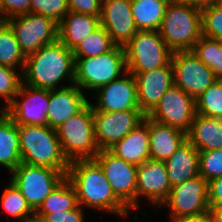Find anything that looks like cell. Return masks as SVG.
Instances as JSON below:
<instances>
[{"mask_svg": "<svg viewBox=\"0 0 222 222\" xmlns=\"http://www.w3.org/2000/svg\"><path fill=\"white\" fill-rule=\"evenodd\" d=\"M66 178L75 188L78 205L82 208H94L128 217L129 209L117 198L95 159L71 161Z\"/></svg>", "mask_w": 222, "mask_h": 222, "instance_id": "6da1fadb", "label": "cell"}, {"mask_svg": "<svg viewBox=\"0 0 222 222\" xmlns=\"http://www.w3.org/2000/svg\"><path fill=\"white\" fill-rule=\"evenodd\" d=\"M23 83L35 88L58 89L57 84L68 80L74 84L75 60L72 50L57 40L26 56Z\"/></svg>", "mask_w": 222, "mask_h": 222, "instance_id": "7a4b0ae2", "label": "cell"}, {"mask_svg": "<svg viewBox=\"0 0 222 222\" xmlns=\"http://www.w3.org/2000/svg\"><path fill=\"white\" fill-rule=\"evenodd\" d=\"M20 157L23 163L67 172L70 162L64 156L57 131L49 126H18Z\"/></svg>", "mask_w": 222, "mask_h": 222, "instance_id": "3957f363", "label": "cell"}, {"mask_svg": "<svg viewBox=\"0 0 222 222\" xmlns=\"http://www.w3.org/2000/svg\"><path fill=\"white\" fill-rule=\"evenodd\" d=\"M159 33L172 51H191L202 36L201 9L170 0Z\"/></svg>", "mask_w": 222, "mask_h": 222, "instance_id": "277c9868", "label": "cell"}, {"mask_svg": "<svg viewBox=\"0 0 222 222\" xmlns=\"http://www.w3.org/2000/svg\"><path fill=\"white\" fill-rule=\"evenodd\" d=\"M64 156L69 162L77 159H94L100 151L96 139L92 103L69 117L56 129Z\"/></svg>", "mask_w": 222, "mask_h": 222, "instance_id": "5b68a950", "label": "cell"}, {"mask_svg": "<svg viewBox=\"0 0 222 222\" xmlns=\"http://www.w3.org/2000/svg\"><path fill=\"white\" fill-rule=\"evenodd\" d=\"M74 60V84L81 90L97 91L127 72L125 50L121 46H115L111 51L95 57L74 58Z\"/></svg>", "mask_w": 222, "mask_h": 222, "instance_id": "8992f818", "label": "cell"}, {"mask_svg": "<svg viewBox=\"0 0 222 222\" xmlns=\"http://www.w3.org/2000/svg\"><path fill=\"white\" fill-rule=\"evenodd\" d=\"M124 50L127 71L130 73L164 67L171 62L173 54L159 31H137Z\"/></svg>", "mask_w": 222, "mask_h": 222, "instance_id": "52a82bcc", "label": "cell"}, {"mask_svg": "<svg viewBox=\"0 0 222 222\" xmlns=\"http://www.w3.org/2000/svg\"><path fill=\"white\" fill-rule=\"evenodd\" d=\"M67 172L54 168L21 164L12 171L10 181L20 190L35 212L49 194L66 178Z\"/></svg>", "mask_w": 222, "mask_h": 222, "instance_id": "ba28073f", "label": "cell"}, {"mask_svg": "<svg viewBox=\"0 0 222 222\" xmlns=\"http://www.w3.org/2000/svg\"><path fill=\"white\" fill-rule=\"evenodd\" d=\"M12 29L25 56L58 40V24L51 18L27 13L5 21Z\"/></svg>", "mask_w": 222, "mask_h": 222, "instance_id": "9c48e42d", "label": "cell"}, {"mask_svg": "<svg viewBox=\"0 0 222 222\" xmlns=\"http://www.w3.org/2000/svg\"><path fill=\"white\" fill-rule=\"evenodd\" d=\"M94 159L102 167L117 198L129 210H136L138 166L124 161L110 150H100Z\"/></svg>", "mask_w": 222, "mask_h": 222, "instance_id": "30bf717a", "label": "cell"}, {"mask_svg": "<svg viewBox=\"0 0 222 222\" xmlns=\"http://www.w3.org/2000/svg\"><path fill=\"white\" fill-rule=\"evenodd\" d=\"M174 85L196 99L218 78L192 51H176L172 54Z\"/></svg>", "mask_w": 222, "mask_h": 222, "instance_id": "8fae6325", "label": "cell"}, {"mask_svg": "<svg viewBox=\"0 0 222 222\" xmlns=\"http://www.w3.org/2000/svg\"><path fill=\"white\" fill-rule=\"evenodd\" d=\"M145 117L141 110L107 112L93 107L95 139L99 150H109L140 125Z\"/></svg>", "mask_w": 222, "mask_h": 222, "instance_id": "7c38bea8", "label": "cell"}, {"mask_svg": "<svg viewBox=\"0 0 222 222\" xmlns=\"http://www.w3.org/2000/svg\"><path fill=\"white\" fill-rule=\"evenodd\" d=\"M196 114L195 99L173 85L147 116L159 123L188 133Z\"/></svg>", "mask_w": 222, "mask_h": 222, "instance_id": "4fadbf2b", "label": "cell"}, {"mask_svg": "<svg viewBox=\"0 0 222 222\" xmlns=\"http://www.w3.org/2000/svg\"><path fill=\"white\" fill-rule=\"evenodd\" d=\"M161 206L169 208L171 219L208 212V182L199 175L171 187Z\"/></svg>", "mask_w": 222, "mask_h": 222, "instance_id": "5bb4252c", "label": "cell"}, {"mask_svg": "<svg viewBox=\"0 0 222 222\" xmlns=\"http://www.w3.org/2000/svg\"><path fill=\"white\" fill-rule=\"evenodd\" d=\"M21 96L23 101H19L16 98ZM49 98L50 90L35 88L22 83L12 103L4 112L18 126H48L47 111L49 107Z\"/></svg>", "mask_w": 222, "mask_h": 222, "instance_id": "9a60e30c", "label": "cell"}, {"mask_svg": "<svg viewBox=\"0 0 222 222\" xmlns=\"http://www.w3.org/2000/svg\"><path fill=\"white\" fill-rule=\"evenodd\" d=\"M100 23L116 46L124 47L138 31L131 0H102Z\"/></svg>", "mask_w": 222, "mask_h": 222, "instance_id": "2e32d148", "label": "cell"}, {"mask_svg": "<svg viewBox=\"0 0 222 222\" xmlns=\"http://www.w3.org/2000/svg\"><path fill=\"white\" fill-rule=\"evenodd\" d=\"M121 78L100 87L96 92L97 103L92 106L98 111L116 112L125 110H140L137 99L135 77L125 72Z\"/></svg>", "mask_w": 222, "mask_h": 222, "instance_id": "e0dca14e", "label": "cell"}, {"mask_svg": "<svg viewBox=\"0 0 222 222\" xmlns=\"http://www.w3.org/2000/svg\"><path fill=\"white\" fill-rule=\"evenodd\" d=\"M171 190L167 169L164 162L146 160L137 168L136 210L141 196L153 205L161 207Z\"/></svg>", "mask_w": 222, "mask_h": 222, "instance_id": "ac0fdd59", "label": "cell"}, {"mask_svg": "<svg viewBox=\"0 0 222 222\" xmlns=\"http://www.w3.org/2000/svg\"><path fill=\"white\" fill-rule=\"evenodd\" d=\"M132 74L136 80L139 108L145 115H148L159 103L164 93L174 85L171 62L164 67Z\"/></svg>", "mask_w": 222, "mask_h": 222, "instance_id": "d6986e66", "label": "cell"}, {"mask_svg": "<svg viewBox=\"0 0 222 222\" xmlns=\"http://www.w3.org/2000/svg\"><path fill=\"white\" fill-rule=\"evenodd\" d=\"M83 93L76 84L72 83L69 86L50 90L48 126L56 130L69 117L80 112L89 103Z\"/></svg>", "mask_w": 222, "mask_h": 222, "instance_id": "ffe728a7", "label": "cell"}, {"mask_svg": "<svg viewBox=\"0 0 222 222\" xmlns=\"http://www.w3.org/2000/svg\"><path fill=\"white\" fill-rule=\"evenodd\" d=\"M150 139V159L167 161L175 151L187 140V133L180 129L159 123L148 117Z\"/></svg>", "mask_w": 222, "mask_h": 222, "instance_id": "44dd1931", "label": "cell"}, {"mask_svg": "<svg viewBox=\"0 0 222 222\" xmlns=\"http://www.w3.org/2000/svg\"><path fill=\"white\" fill-rule=\"evenodd\" d=\"M150 139L148 132V116L135 129L118 141L109 150L124 161L136 166L150 159Z\"/></svg>", "mask_w": 222, "mask_h": 222, "instance_id": "7402d4cb", "label": "cell"}, {"mask_svg": "<svg viewBox=\"0 0 222 222\" xmlns=\"http://www.w3.org/2000/svg\"><path fill=\"white\" fill-rule=\"evenodd\" d=\"M164 163L171 187L199 176V151L188 140Z\"/></svg>", "mask_w": 222, "mask_h": 222, "instance_id": "603a6c76", "label": "cell"}, {"mask_svg": "<svg viewBox=\"0 0 222 222\" xmlns=\"http://www.w3.org/2000/svg\"><path fill=\"white\" fill-rule=\"evenodd\" d=\"M100 26V17L69 11L58 24V40L72 50Z\"/></svg>", "mask_w": 222, "mask_h": 222, "instance_id": "cb8c5ba5", "label": "cell"}, {"mask_svg": "<svg viewBox=\"0 0 222 222\" xmlns=\"http://www.w3.org/2000/svg\"><path fill=\"white\" fill-rule=\"evenodd\" d=\"M187 140L199 151L222 148V119L196 114L187 133Z\"/></svg>", "mask_w": 222, "mask_h": 222, "instance_id": "d4e9b609", "label": "cell"}, {"mask_svg": "<svg viewBox=\"0 0 222 222\" xmlns=\"http://www.w3.org/2000/svg\"><path fill=\"white\" fill-rule=\"evenodd\" d=\"M21 162L18 125L4 111H1L0 165L12 172Z\"/></svg>", "mask_w": 222, "mask_h": 222, "instance_id": "484cf974", "label": "cell"}, {"mask_svg": "<svg viewBox=\"0 0 222 222\" xmlns=\"http://www.w3.org/2000/svg\"><path fill=\"white\" fill-rule=\"evenodd\" d=\"M170 0H131L138 31H158Z\"/></svg>", "mask_w": 222, "mask_h": 222, "instance_id": "4316f807", "label": "cell"}, {"mask_svg": "<svg viewBox=\"0 0 222 222\" xmlns=\"http://www.w3.org/2000/svg\"><path fill=\"white\" fill-rule=\"evenodd\" d=\"M78 206L75 188L65 178L42 202L35 214H49L75 209Z\"/></svg>", "mask_w": 222, "mask_h": 222, "instance_id": "83f0119b", "label": "cell"}, {"mask_svg": "<svg viewBox=\"0 0 222 222\" xmlns=\"http://www.w3.org/2000/svg\"><path fill=\"white\" fill-rule=\"evenodd\" d=\"M26 56L21 51L11 27L5 22L0 23V65L19 68L23 73Z\"/></svg>", "mask_w": 222, "mask_h": 222, "instance_id": "f1b7e54d", "label": "cell"}, {"mask_svg": "<svg viewBox=\"0 0 222 222\" xmlns=\"http://www.w3.org/2000/svg\"><path fill=\"white\" fill-rule=\"evenodd\" d=\"M116 45L108 32L100 26L73 49L74 58L95 57L111 51Z\"/></svg>", "mask_w": 222, "mask_h": 222, "instance_id": "f546056e", "label": "cell"}, {"mask_svg": "<svg viewBox=\"0 0 222 222\" xmlns=\"http://www.w3.org/2000/svg\"><path fill=\"white\" fill-rule=\"evenodd\" d=\"M191 51L218 79H222V49L219 40L202 35Z\"/></svg>", "mask_w": 222, "mask_h": 222, "instance_id": "4dcf8cb0", "label": "cell"}, {"mask_svg": "<svg viewBox=\"0 0 222 222\" xmlns=\"http://www.w3.org/2000/svg\"><path fill=\"white\" fill-rule=\"evenodd\" d=\"M1 204L2 209L18 222H27L35 214L20 190L11 181L1 196Z\"/></svg>", "mask_w": 222, "mask_h": 222, "instance_id": "1f68e13d", "label": "cell"}, {"mask_svg": "<svg viewBox=\"0 0 222 222\" xmlns=\"http://www.w3.org/2000/svg\"><path fill=\"white\" fill-rule=\"evenodd\" d=\"M196 113L222 119V79H218L195 99Z\"/></svg>", "mask_w": 222, "mask_h": 222, "instance_id": "d6a6232c", "label": "cell"}, {"mask_svg": "<svg viewBox=\"0 0 222 222\" xmlns=\"http://www.w3.org/2000/svg\"><path fill=\"white\" fill-rule=\"evenodd\" d=\"M22 83L21 72L18 74L15 68L0 65V97L5 100V106L1 111H4L12 103Z\"/></svg>", "mask_w": 222, "mask_h": 222, "instance_id": "836d02e7", "label": "cell"}, {"mask_svg": "<svg viewBox=\"0 0 222 222\" xmlns=\"http://www.w3.org/2000/svg\"><path fill=\"white\" fill-rule=\"evenodd\" d=\"M202 35L222 39V5L220 3L201 9Z\"/></svg>", "mask_w": 222, "mask_h": 222, "instance_id": "e575fe53", "label": "cell"}, {"mask_svg": "<svg viewBox=\"0 0 222 222\" xmlns=\"http://www.w3.org/2000/svg\"><path fill=\"white\" fill-rule=\"evenodd\" d=\"M68 12V0H31L30 3V13L51 18L57 24Z\"/></svg>", "mask_w": 222, "mask_h": 222, "instance_id": "d590c367", "label": "cell"}, {"mask_svg": "<svg viewBox=\"0 0 222 222\" xmlns=\"http://www.w3.org/2000/svg\"><path fill=\"white\" fill-rule=\"evenodd\" d=\"M199 175L207 182L222 176V148L199 152Z\"/></svg>", "mask_w": 222, "mask_h": 222, "instance_id": "8d00e7d4", "label": "cell"}, {"mask_svg": "<svg viewBox=\"0 0 222 222\" xmlns=\"http://www.w3.org/2000/svg\"><path fill=\"white\" fill-rule=\"evenodd\" d=\"M30 3L31 0H0V12L3 21L30 13Z\"/></svg>", "mask_w": 222, "mask_h": 222, "instance_id": "74e56055", "label": "cell"}, {"mask_svg": "<svg viewBox=\"0 0 222 222\" xmlns=\"http://www.w3.org/2000/svg\"><path fill=\"white\" fill-rule=\"evenodd\" d=\"M80 205L75 209L62 212H54L49 214H35L46 222H84V212Z\"/></svg>", "mask_w": 222, "mask_h": 222, "instance_id": "f35d334b", "label": "cell"}, {"mask_svg": "<svg viewBox=\"0 0 222 222\" xmlns=\"http://www.w3.org/2000/svg\"><path fill=\"white\" fill-rule=\"evenodd\" d=\"M69 11L100 17L102 0H68Z\"/></svg>", "mask_w": 222, "mask_h": 222, "instance_id": "ab89813d", "label": "cell"}, {"mask_svg": "<svg viewBox=\"0 0 222 222\" xmlns=\"http://www.w3.org/2000/svg\"><path fill=\"white\" fill-rule=\"evenodd\" d=\"M222 204V176L208 182V205Z\"/></svg>", "mask_w": 222, "mask_h": 222, "instance_id": "60d3db41", "label": "cell"}, {"mask_svg": "<svg viewBox=\"0 0 222 222\" xmlns=\"http://www.w3.org/2000/svg\"><path fill=\"white\" fill-rule=\"evenodd\" d=\"M171 220V222H215V219L210 211L200 215L179 217Z\"/></svg>", "mask_w": 222, "mask_h": 222, "instance_id": "b9f144b4", "label": "cell"}, {"mask_svg": "<svg viewBox=\"0 0 222 222\" xmlns=\"http://www.w3.org/2000/svg\"><path fill=\"white\" fill-rule=\"evenodd\" d=\"M180 1L185 2L199 9H203L214 4H218L220 2V0H180Z\"/></svg>", "mask_w": 222, "mask_h": 222, "instance_id": "7bdbcfd3", "label": "cell"}, {"mask_svg": "<svg viewBox=\"0 0 222 222\" xmlns=\"http://www.w3.org/2000/svg\"><path fill=\"white\" fill-rule=\"evenodd\" d=\"M209 211L212 213L215 222H222V204L209 205Z\"/></svg>", "mask_w": 222, "mask_h": 222, "instance_id": "ee69618b", "label": "cell"}, {"mask_svg": "<svg viewBox=\"0 0 222 222\" xmlns=\"http://www.w3.org/2000/svg\"><path fill=\"white\" fill-rule=\"evenodd\" d=\"M27 222H46V221L34 214Z\"/></svg>", "mask_w": 222, "mask_h": 222, "instance_id": "f6af8a7d", "label": "cell"}, {"mask_svg": "<svg viewBox=\"0 0 222 222\" xmlns=\"http://www.w3.org/2000/svg\"><path fill=\"white\" fill-rule=\"evenodd\" d=\"M219 43H220V47L222 49V39L219 40Z\"/></svg>", "mask_w": 222, "mask_h": 222, "instance_id": "bcb514c9", "label": "cell"}, {"mask_svg": "<svg viewBox=\"0 0 222 222\" xmlns=\"http://www.w3.org/2000/svg\"><path fill=\"white\" fill-rule=\"evenodd\" d=\"M3 22L2 16H1V12H0V23Z\"/></svg>", "mask_w": 222, "mask_h": 222, "instance_id": "7dc6e473", "label": "cell"}]
</instances>
